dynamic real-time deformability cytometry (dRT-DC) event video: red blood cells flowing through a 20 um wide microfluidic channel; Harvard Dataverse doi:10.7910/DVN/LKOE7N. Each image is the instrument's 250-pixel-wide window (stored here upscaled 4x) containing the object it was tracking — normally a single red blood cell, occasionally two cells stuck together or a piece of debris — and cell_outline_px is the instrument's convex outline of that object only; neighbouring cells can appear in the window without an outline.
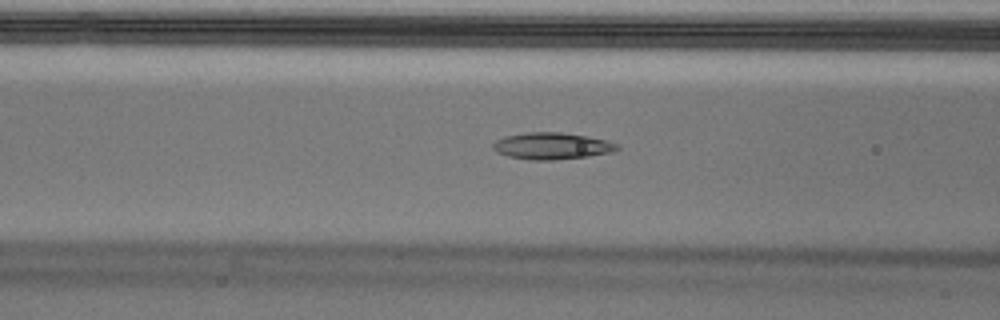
{"species": "Egyptian fruit bat (a non-hibernating species)", "species_latin": "Rousettus aegyptiacus", "temperature_condition": "cold", "stored_images_in_passage": 54, "camera_frame_rate_fps": 3000, "um_per_image_px": 0.085, "animal": {"sex": "male"}, "frame": {"image": 1, "passage_image": 21, "time_ms": 6.667, "image_size_px": [1000, 320], "cell_outline_px": [[620, 148], [612, 152], [588, 156], [552, 160], [532, 160], [508, 156], [496, 152], [492, 148], [492, 144], [496, 140], [504, 136], [524, 132], [560, 132], [608, 140], [616, 144]], "centroid_in_image_um": [46.87, 12.4], "position_along_channel_um": 119.7, "area_um2": 19.31}}
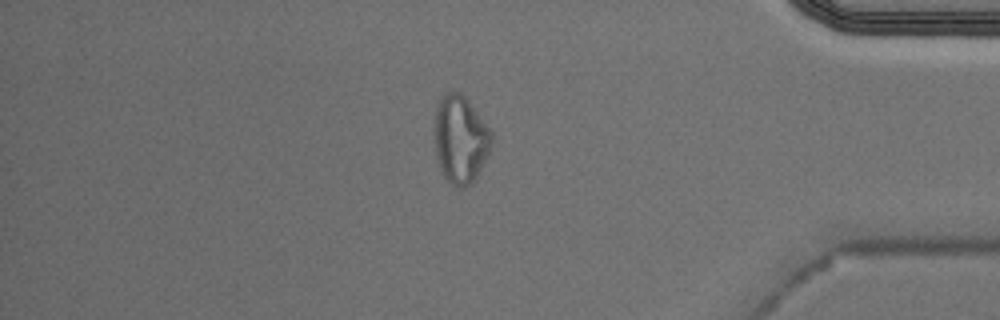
{"frame": {"image": 2, "passage_image": 46, "time_ms": 15.0, "image_size_px": [1000, 320], "cell_outline_px": [[492, 144], [488, 156], [472, 180], [464, 188], [456, 188], [444, 176], [436, 160], [436, 108], [440, 96], [444, 92], [460, 92], [464, 96], [492, 132]], "centroid_in_image_um": [39.13, 11.83], "position_along_channel_um": 396.1, "area_um2": 28.67}}
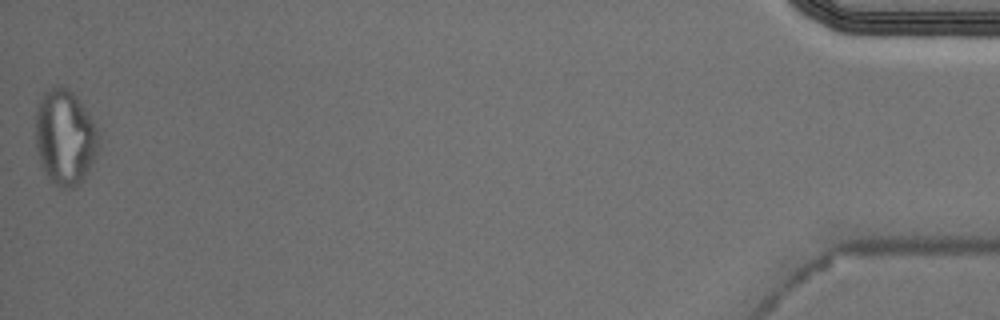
{"frame": {"image": 3, "passage_image": 54, "time_ms": 17.667, "image_size_px": [1000, 320], "cell_outline_px": [[100, 140], [96, 152], [84, 180], [76, 188], [60, 188], [48, 176], [40, 164], [36, 148], [36, 104], [44, 92], [56, 84], [60, 84], [68, 88], [76, 96], [88, 112], [100, 136]], "centroid_in_image_um": [5.51, 11.64], "position_along_channel_um": 429.7, "area_um2": 35.32}, "authors_computed_cell_mechanics": {"area_um2": 19.2185, "velocity_mm_per_s": 3.6701, "shape_relaxation_time_tau1_ms": null, "shape_relaxation_time_tau2_ms": 4.5102, "deformation_change_tau1": null, "deformation_change_tau2": 0.0966}}